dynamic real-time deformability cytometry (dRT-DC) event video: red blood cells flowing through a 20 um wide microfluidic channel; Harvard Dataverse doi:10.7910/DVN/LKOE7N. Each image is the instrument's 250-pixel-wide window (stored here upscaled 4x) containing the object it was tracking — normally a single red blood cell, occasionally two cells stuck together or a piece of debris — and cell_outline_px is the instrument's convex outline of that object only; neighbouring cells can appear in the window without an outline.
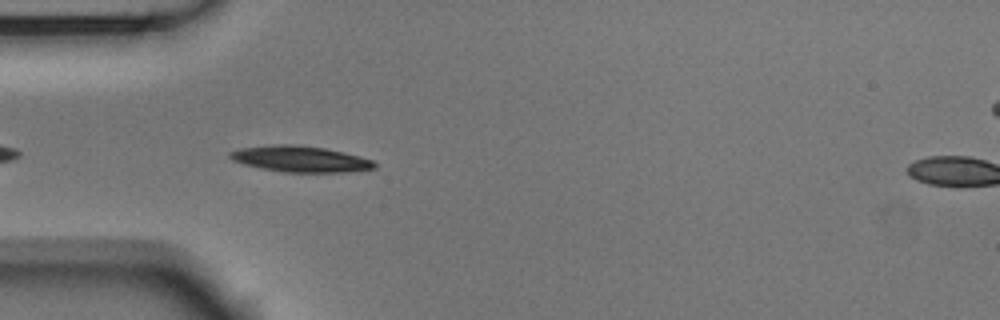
{"species": "Egyptian fruit bat (a non-hibernating species)", "species_latin": "Rousettus aegyptiacus", "temperature_condition": "room temperature", "stored_images_in_passage": 24, "camera_frame_rate_fps": 3000, "um_per_image_px": 0.085, "animal": {"sex": "male"}, "frame": {"image": 1, "passage_image": 3, "time_ms": 0.667, "image_size_px": [1000, 320], "cell_outline_px": [[376, 168], [348, 172], [284, 172], [260, 168], [244, 164], [232, 160], [228, 156], [228, 152], [240, 148], [272, 144], [292, 144], [324, 148], [344, 152], [360, 156], [372, 160], [376, 164]], "centroid_in_image_um": [25.51, 13.51], "position_along_channel_um": 59.5, "area_um2": 22.02}}
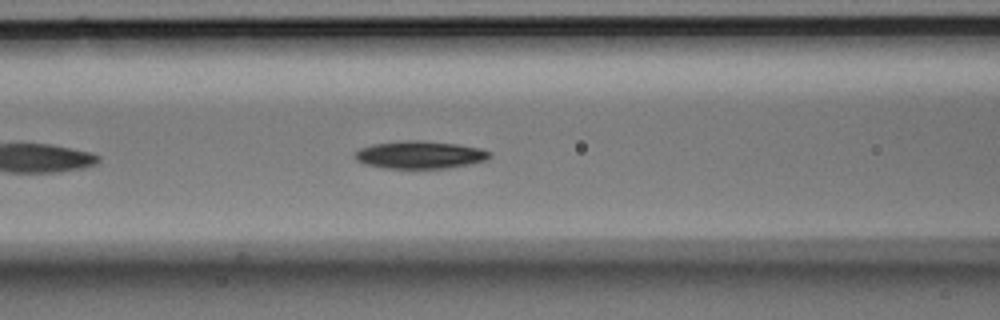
{"frame": {"image": 2, "passage_image": 9, "time_ms": 2.667, "image_size_px": [1000, 320], "cell_outline_px": [[492, 156], [484, 160], [472, 164], [444, 168], [384, 168], [364, 164], [356, 160], [352, 156], [360, 148], [372, 144], [404, 140], [420, 140], [456, 144], [480, 148], [492, 152]], "centroid_in_image_um": [35.67, 13.15], "position_along_channel_um": 130.9, "area_um2": 21.79}}
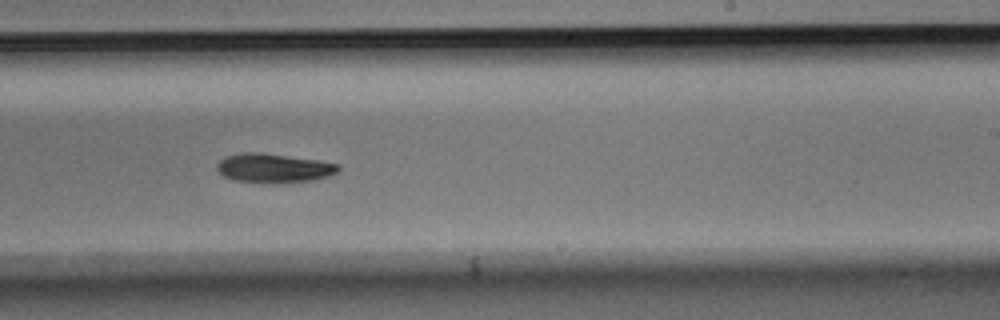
{"frame": {"image": 3, "passage_image": 20, "time_ms": 6.333, "image_size_px": [1000, 320], "cell_outline_px": [[340, 168], [336, 172], [328, 176], [312, 180], [280, 184], [232, 180], [224, 176], [216, 168], [216, 164], [224, 156], [244, 152], [260, 152], [316, 160], [340, 164]], "centroid_in_image_um": [23.24, 14.29], "position_along_channel_um": 265.8, "area_um2": 20.69}}